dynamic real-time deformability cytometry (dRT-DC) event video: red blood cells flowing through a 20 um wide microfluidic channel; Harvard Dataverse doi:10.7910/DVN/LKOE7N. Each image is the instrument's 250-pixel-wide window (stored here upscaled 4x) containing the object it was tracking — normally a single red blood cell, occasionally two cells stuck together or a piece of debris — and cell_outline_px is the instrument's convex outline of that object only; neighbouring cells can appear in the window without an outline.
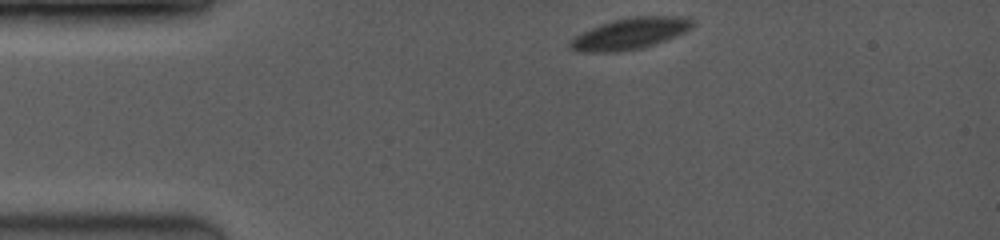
{"species": "common noctule bat (a hibernating species)", "species_latin": "Nyctalus noctula", "temperature_condition": "room temperature", "stored_images_in_passage": 2, "camera_frame_rate_fps": 3500, "um_per_image_px": 0.085, "animal": {"sex": "female", "body_mass_g": 19.0, "forearm_length_mm": 53.3}, "frame": {"image": 1, "passage_image": 1, "time_ms": 0.0, "image_size_px": [1000, 240], "cell_outline_px": [[692, 24], [684, 32], [676, 36], [656, 44], [644, 48], [616, 52], [580, 52], [568, 48], [568, 44], [576, 36], [592, 28], [616, 20], [636, 16], [672, 16], [692, 20]], "centroid_in_image_um": [53.52, 2.89], "position_along_channel_um": 31.5, "area_um2": 21.79}}